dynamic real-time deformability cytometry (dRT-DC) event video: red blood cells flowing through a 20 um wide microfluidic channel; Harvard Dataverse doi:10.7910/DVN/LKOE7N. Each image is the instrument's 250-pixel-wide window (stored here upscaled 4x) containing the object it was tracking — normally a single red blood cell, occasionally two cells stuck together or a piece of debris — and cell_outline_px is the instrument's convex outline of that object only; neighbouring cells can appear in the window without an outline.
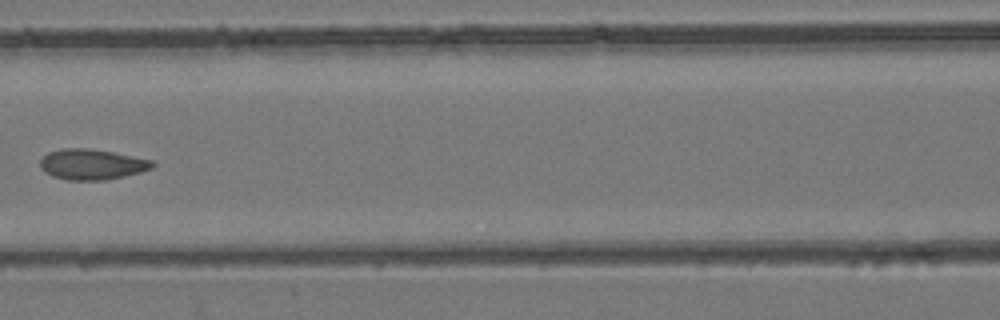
{"species": "common noctule bat (a hibernating species)", "species_latin": "Nyctalus noctula", "temperature_condition": "room temperature", "stored_images_in_passage": 8, "camera_frame_rate_fps": 3000, "um_per_image_px": 0.085, "animal": {"sex": "female", "body_mass_g": 24.6, "forearm_length_mm": 56.2}, "frame": {"image": 1, "passage_image": 7, "time_ms": 8.667, "image_size_px": [1000, 320], "cell_outline_px": [[156, 164], [152, 168], [140, 172], [108, 180], [68, 180], [52, 176], [44, 172], [40, 168], [40, 160], [48, 152], [64, 148], [88, 148], [112, 152], [152, 160]], "centroid_in_image_um": [7.79, 13.97], "position_along_channel_um": 158.8, "area_um2": 20.0}}
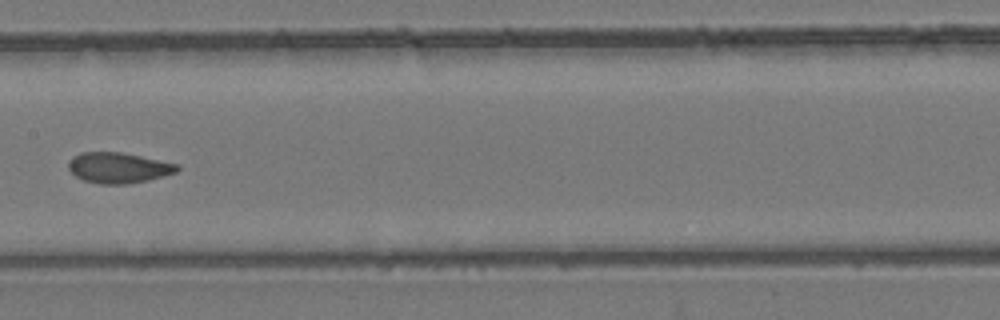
{"frame": {"image": 2, "passage_image": 8, "time_ms": 9.667, "image_size_px": [1000, 320], "cell_outline_px": [[180, 168], [176, 172], [164, 176], [148, 180], [128, 184], [100, 184], [84, 180], [76, 176], [68, 168], [68, 164], [72, 156], [80, 152], [120, 152], [140, 156], [176, 164]], "centroid_in_image_um": [10.04, 14.26], "position_along_channel_um": 197.4, "area_um2": 19.25}}